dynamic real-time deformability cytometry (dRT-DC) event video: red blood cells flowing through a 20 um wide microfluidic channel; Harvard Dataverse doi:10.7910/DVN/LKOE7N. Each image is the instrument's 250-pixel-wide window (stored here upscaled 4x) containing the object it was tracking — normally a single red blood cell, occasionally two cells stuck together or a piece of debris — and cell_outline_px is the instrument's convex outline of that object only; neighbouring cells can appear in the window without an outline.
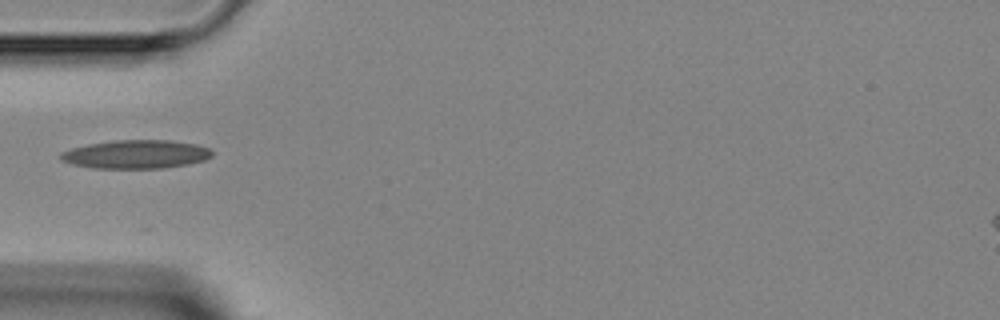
{"species": "Egyptian fruit bat (a non-hibernating species)", "species_latin": "Rousettus aegyptiacus", "temperature_condition": "room temperature", "stored_images_in_passage": 1, "camera_frame_rate_fps": 3000, "um_per_image_px": 0.085, "animal": {"sex": "female"}, "frame": {"image": 1, "passage_image": 1, "time_ms": 0.0, "image_size_px": [1000, 320], "cell_outline_px": [[212, 156], [204, 160], [184, 164], [160, 168], [96, 168], [76, 164], [60, 160], [60, 152], [72, 148], [88, 144], [112, 140], [168, 140], [196, 144], [208, 148], [212, 152]], "centroid_in_image_um": [11.54, 13.1], "position_along_channel_um": 73.5, "area_um2": 24.85}}